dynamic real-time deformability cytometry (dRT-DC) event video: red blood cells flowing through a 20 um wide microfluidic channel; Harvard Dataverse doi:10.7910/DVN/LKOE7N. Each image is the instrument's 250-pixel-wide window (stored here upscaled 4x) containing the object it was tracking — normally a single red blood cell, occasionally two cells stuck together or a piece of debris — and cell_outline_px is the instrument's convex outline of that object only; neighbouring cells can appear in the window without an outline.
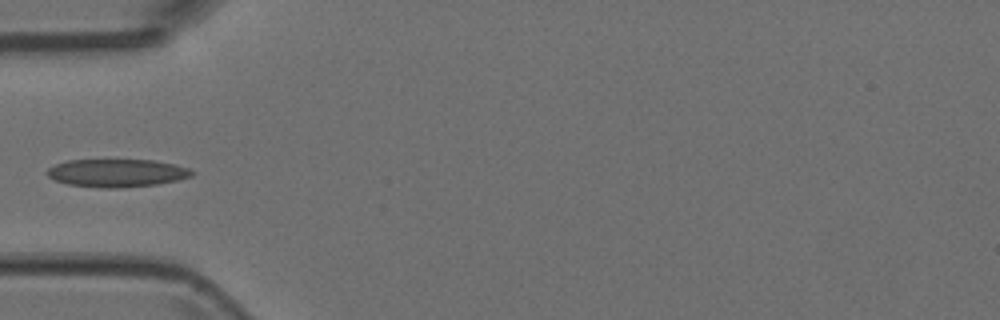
{"species": "Egyptian fruit bat (a non-hibernating species)", "species_latin": "Rousettus aegyptiacus", "temperature_condition": "room temperature", "stored_images_in_passage": 6, "camera_frame_rate_fps": 3000, "um_per_image_px": 0.085, "animal": {"sex": "female"}, "frame": {"image": 1, "passage_image": 6, "time_ms": 1.667, "image_size_px": [1000, 320], "cell_outline_px": [[196, 172], [192, 176], [176, 180], [156, 184], [120, 188], [104, 188], [68, 184], [56, 180], [48, 176], [44, 172], [48, 168], [56, 164], [68, 160], [152, 160], [176, 164], [192, 168]], "centroid_in_image_um": [9.97, 14.7], "position_along_channel_um": 75.0, "area_um2": 23.64}}